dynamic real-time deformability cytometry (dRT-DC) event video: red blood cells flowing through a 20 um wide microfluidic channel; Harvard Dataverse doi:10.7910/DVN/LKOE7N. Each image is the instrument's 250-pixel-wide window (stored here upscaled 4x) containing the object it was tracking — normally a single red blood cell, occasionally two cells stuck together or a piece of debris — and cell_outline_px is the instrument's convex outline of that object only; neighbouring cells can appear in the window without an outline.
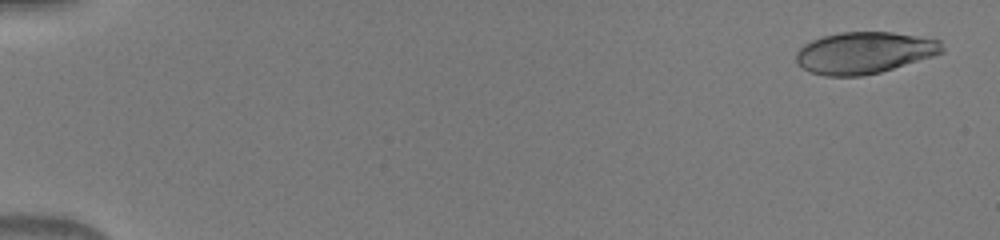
{"species": "human", "species_latin": "Homo sapiens", "temperature_condition": "warm", "stored_images_in_passage": 46, "camera_frame_rate_fps": 3000, "um_per_image_px": 0.085, "donor": {"sex": "male"}, "frame": {"image": 1, "passage_image": 2, "time_ms": 0.333, "image_size_px": [1000, 240], "cell_outline_px": [[944, 52], [932, 56], [880, 72], [860, 76], [824, 76], [812, 72], [804, 68], [796, 60], [796, 52], [804, 44], [812, 40], [824, 36], [840, 32], [892, 32], [940, 40], [944, 48]], "centroid_in_image_um": [73.46, 4.48], "position_along_channel_um": 11.5, "area_um2": 35.14}}
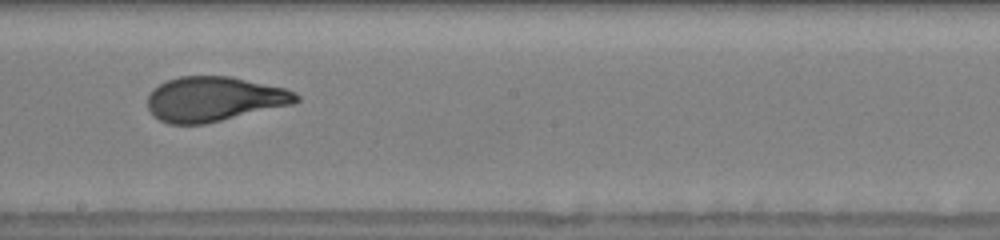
{"frame": {"image": 2, "passage_image": 30, "time_ms": 9.667, "image_size_px": [1000, 240], "cell_outline_px": [[300, 100], [292, 104], [204, 124], [168, 124], [160, 120], [148, 108], [148, 96], [152, 88], [168, 80], [180, 76], [232, 76], [284, 88], [296, 92], [300, 96]], "centroid_in_image_um": [18.2, 8.41], "position_along_channel_um": 230.0, "area_um2": 38.55}}
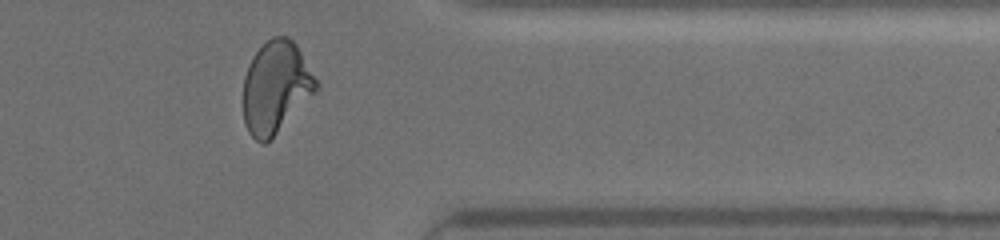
{"frame": {"image": 3, "passage_image": 42, "time_ms": 13.667, "image_size_px": [1000, 240], "cell_outline_px": [[320, 88], [264, 144], [260, 144], [248, 132], [244, 124], [244, 76], [248, 64], [252, 56], [272, 36], [288, 36], [296, 44], [320, 84]], "centroid_in_image_um": [23.45, 7.39], "position_along_channel_um": 388.0, "area_um2": 38.78}}